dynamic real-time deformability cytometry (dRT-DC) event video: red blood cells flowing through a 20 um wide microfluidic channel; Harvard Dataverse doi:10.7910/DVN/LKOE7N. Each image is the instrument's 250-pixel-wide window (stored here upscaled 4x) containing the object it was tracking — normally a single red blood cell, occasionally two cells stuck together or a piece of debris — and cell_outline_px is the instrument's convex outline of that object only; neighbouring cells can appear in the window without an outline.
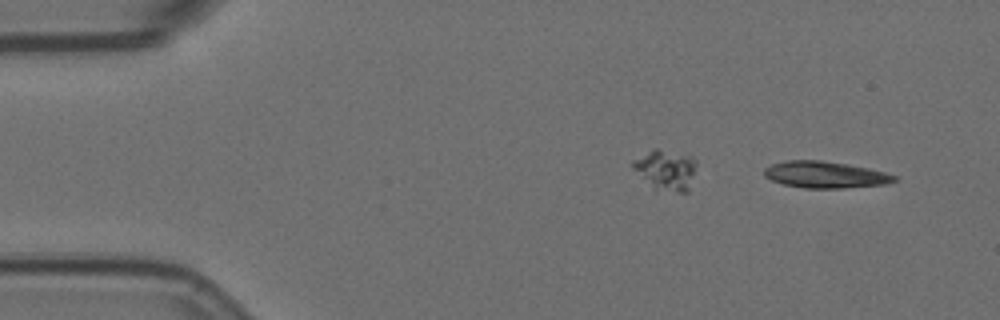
{"species": "Egyptian fruit bat (a non-hibernating species)", "species_latin": "Rousettus aegyptiacus", "temperature_condition": "room temperature", "stored_images_in_passage": 13, "camera_frame_rate_fps": 3000, "um_per_image_px": 0.085, "animal": {"sex": "female"}, "frame": {"image": 1, "passage_image": 1, "time_ms": 0.0, "image_size_px": [1000, 320], "cell_outline_px": [[900, 180], [888, 184], [844, 188], [804, 188], [784, 184], [772, 180], [764, 176], [764, 168], [772, 164], [788, 160], [820, 160], [848, 164], [868, 168], [900, 176]], "centroid_in_image_um": [70.21, 14.85], "position_along_channel_um": 14.8, "area_um2": 20.35}}
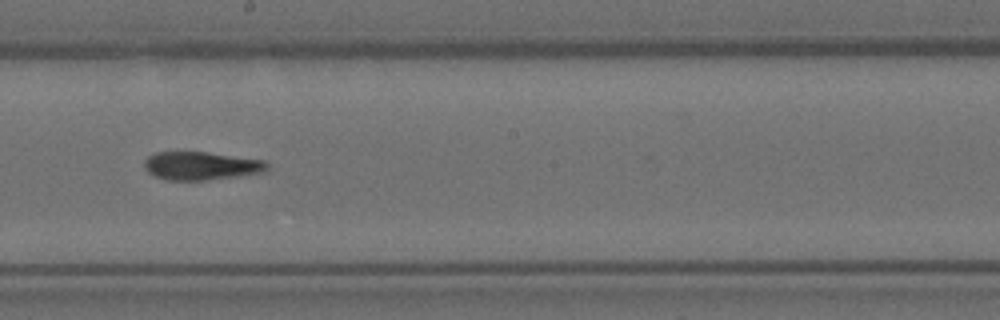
{"frame": {"image": 2, "passage_image": 8, "time_ms": 2.333, "image_size_px": [1000, 320], "cell_outline_px": [[268, 168], [264, 172], [240, 176], [208, 180], [164, 180], [148, 172], [144, 168], [144, 160], [148, 156], [156, 152], [204, 152], [264, 160], [268, 164]], "centroid_in_image_um": [17.08, 14.1], "position_along_channel_um": 231.1, "area_um2": 20.23}}
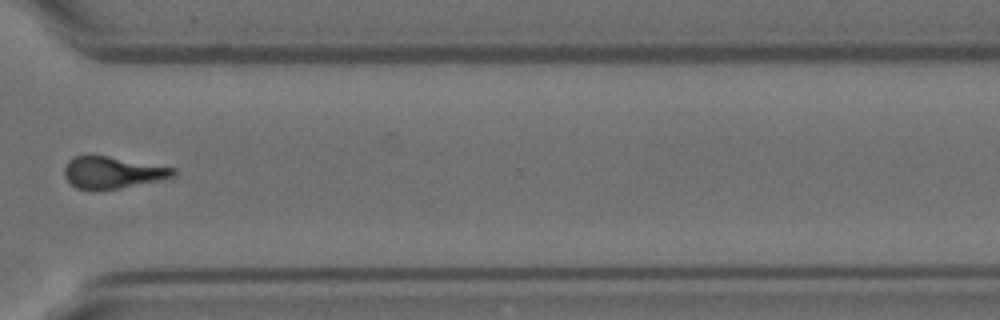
{"frame": {"image": 3, "passage_image": 11, "time_ms": 3.333, "image_size_px": [1000, 320], "cell_outline_px": [[176, 172], [172, 176], [156, 180], [120, 188], [92, 192], [76, 188], [64, 176], [64, 168], [68, 160], [72, 156], [108, 156], [176, 168]], "centroid_in_image_um": [9.49, 14.68], "position_along_channel_um": 361.1, "area_um2": 20.17}}